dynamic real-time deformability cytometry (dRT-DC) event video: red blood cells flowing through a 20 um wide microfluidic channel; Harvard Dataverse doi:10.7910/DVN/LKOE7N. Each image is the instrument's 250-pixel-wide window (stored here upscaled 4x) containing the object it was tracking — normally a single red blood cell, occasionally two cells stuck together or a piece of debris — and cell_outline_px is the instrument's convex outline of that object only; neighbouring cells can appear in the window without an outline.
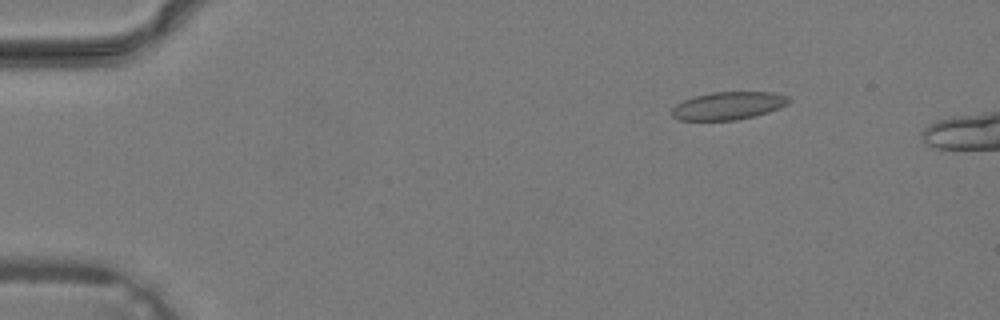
{"species": "common noctule bat (a hibernating species)", "species_latin": "Nyctalus noctula", "temperature_condition": "warm", "stored_images_in_passage": 10, "camera_frame_rate_fps": 3000, "um_per_image_px": 0.085, "animal": {"sex": "male", "body_mass_g": 19.2, "forearm_length_mm": 51.8}, "frame": {"image": 1, "passage_image": 6, "time_ms": 1.667, "image_size_px": [1000, 320], "cell_outline_px": [[792, 100], [788, 104], [780, 108], [756, 116], [736, 120], [680, 120], [672, 116], [672, 108], [676, 104], [684, 100], [696, 96], [712, 92], [772, 92], [788, 96]], "centroid_in_image_um": [61.94, 8.99], "position_along_channel_um": 23.1, "area_um2": 19.02}}